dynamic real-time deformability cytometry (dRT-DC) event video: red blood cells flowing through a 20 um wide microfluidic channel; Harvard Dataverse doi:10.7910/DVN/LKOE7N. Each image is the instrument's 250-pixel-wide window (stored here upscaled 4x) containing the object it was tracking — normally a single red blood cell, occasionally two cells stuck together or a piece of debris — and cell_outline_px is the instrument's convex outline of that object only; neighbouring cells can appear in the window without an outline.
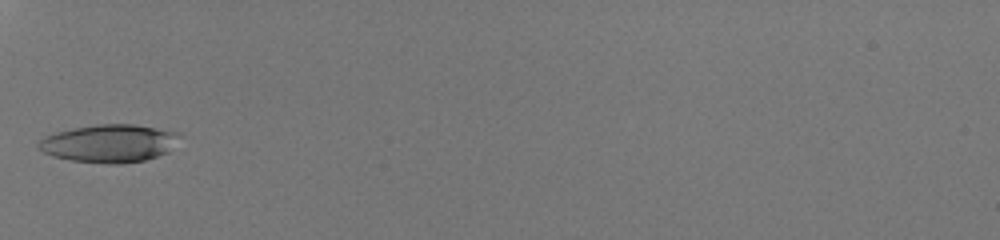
{"species": "human", "species_latin": "Homo sapiens", "temperature_condition": "room temperature", "stored_images_in_passage": 31, "camera_frame_rate_fps": 3000, "um_per_image_px": 0.085, "donor": {"sex": "male"}, "frame": {"image": 1, "passage_image": 1, "time_ms": 0.0, "image_size_px": [1000, 240], "cell_outline_px": [[184, 136], [168, 152], [144, 160], [120, 164], [108, 164], [72, 160], [52, 156], [44, 152], [36, 144], [44, 136], [56, 132], [72, 128], [100, 124], [136, 124], [180, 132]], "centroid_in_image_um": [9.34, 12.17], "position_along_channel_um": 75.7, "area_um2": 31.39}}
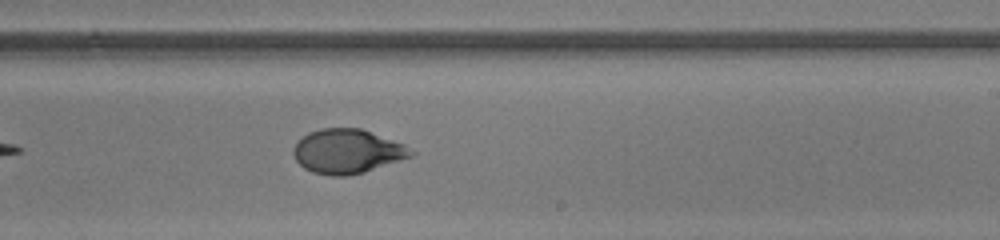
{"frame": {"image": 2, "passage_image": 15, "time_ms": 4.667, "image_size_px": [1000, 240], "cell_outline_px": [[416, 152], [412, 156], [364, 172], [348, 176], [332, 176], [312, 172], [304, 168], [296, 160], [292, 152], [292, 148], [308, 132], [320, 128], [360, 128], [404, 144]], "centroid_in_image_um": [29.51, 12.86], "position_along_channel_um": 259.5, "area_um2": 30.23}}
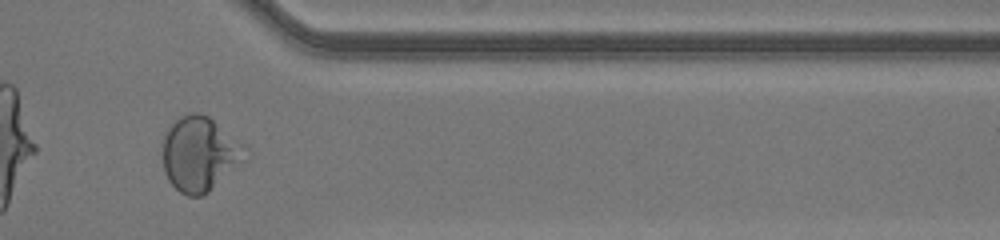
{"frame": {"image": 3, "passage_image": 25, "time_ms": 8.0, "image_size_px": [1000, 240], "cell_outline_px": [[248, 148], [244, 160], [208, 192], [200, 196], [188, 196], [180, 192], [168, 180], [164, 172], [160, 156], [160, 144], [164, 132], [180, 116], [192, 112], [200, 112], [208, 116]], "centroid_in_image_um": [16.9, 13.07], "position_along_channel_um": 394.5, "area_um2": 36.18}, "authors_computed_cell_mechanics": {"area_um2": 30.634, "velocity_mm_per_s": 4.1156, "shape_relaxation_time_tau1_ms": 7.347, "shape_relaxation_time_tau2_ms": null, "deformation_change_tau1": 0.2695, "deformation_change_tau2": null}}